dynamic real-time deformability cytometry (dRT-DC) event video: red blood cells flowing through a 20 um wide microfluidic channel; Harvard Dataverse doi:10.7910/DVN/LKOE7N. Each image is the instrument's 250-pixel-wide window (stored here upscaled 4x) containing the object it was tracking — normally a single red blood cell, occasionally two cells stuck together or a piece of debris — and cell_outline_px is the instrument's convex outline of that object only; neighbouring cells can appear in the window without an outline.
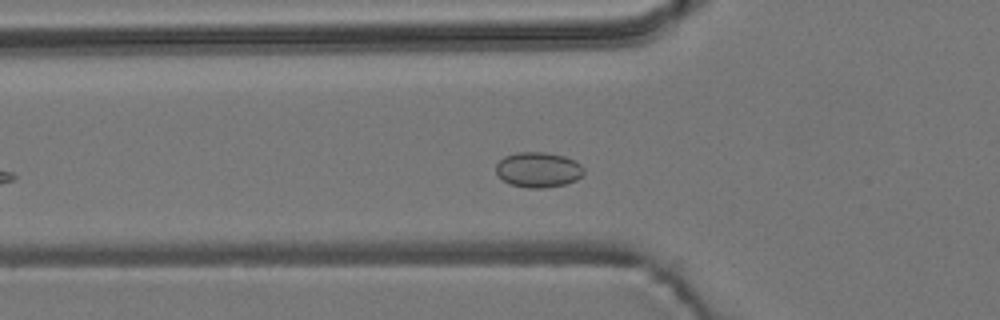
{"species": "common noctule bat (a hibernating species)", "species_latin": "Nyctalus noctula", "temperature_condition": "room temperature", "stored_images_in_passage": 47, "camera_frame_rate_fps": 3000, "um_per_image_px": 0.085, "animal": {"sex": "male", "body_mass_g": 19.2, "forearm_length_mm": 51.8}, "frame": {"image": 1, "passage_image": 13, "time_ms": 4.0, "image_size_px": [1000, 320], "cell_outline_px": [[584, 172], [576, 180], [564, 184], [544, 188], [528, 188], [508, 184], [496, 172], [496, 164], [504, 156], [516, 152], [544, 152], [564, 156], [580, 164], [584, 168]], "centroid_in_image_um": [45.73, 14.43], "position_along_channel_um": 80.1, "area_um2": 17.98}}
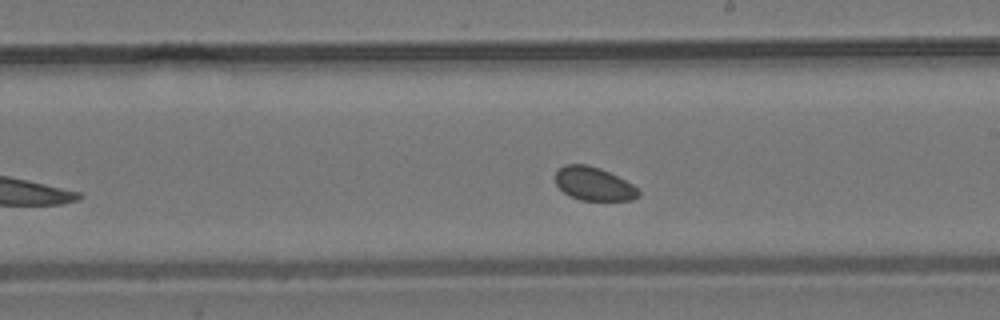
{"frame": {"image": 2, "passage_image": 26, "time_ms": 8.333, "image_size_px": [1000, 320], "cell_outline_px": [[640, 196], [632, 200], [580, 200], [564, 192], [556, 184], [556, 172], [564, 164], [588, 164], [600, 168], [632, 184], [640, 192]], "centroid_in_image_um": [50.47, 15.62], "position_along_channel_um": 238.5, "area_um2": 16.01}}
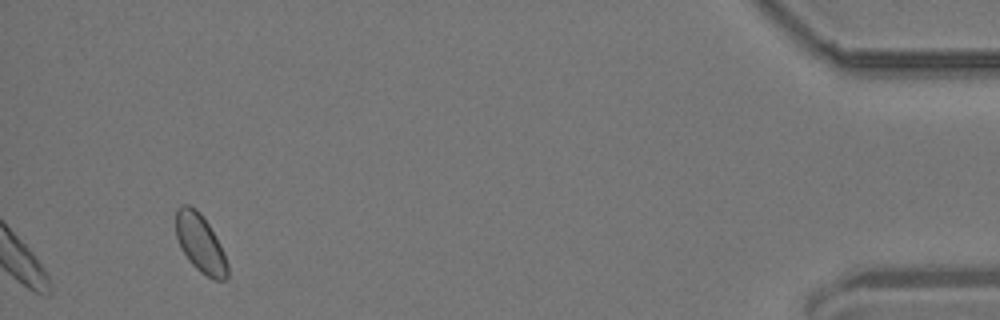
{"frame": {"image": 3, "passage_image": 47, "time_ms": 15.333, "image_size_px": [1000, 320], "cell_outline_px": [[228, 276], [224, 280], [212, 280], [200, 272], [188, 260], [180, 248], [176, 236], [176, 208], [180, 204], [188, 204], [196, 208], [200, 212], [208, 224], [220, 244], [224, 252], [228, 264]], "centroid_in_image_um": [17.01, 20.68], "position_along_channel_um": 418.2, "area_um2": 17.74}, "authors_computed_cell_mechanics": {"area_um2": 17.9758, "velocity_mm_per_s": 3.6571, "shape_relaxation_time_tau1_ms": null, "shape_relaxation_time_tau2_ms": 3.6409, "deformation_change_tau1": null, "deformation_change_tau2": 0.0408}}